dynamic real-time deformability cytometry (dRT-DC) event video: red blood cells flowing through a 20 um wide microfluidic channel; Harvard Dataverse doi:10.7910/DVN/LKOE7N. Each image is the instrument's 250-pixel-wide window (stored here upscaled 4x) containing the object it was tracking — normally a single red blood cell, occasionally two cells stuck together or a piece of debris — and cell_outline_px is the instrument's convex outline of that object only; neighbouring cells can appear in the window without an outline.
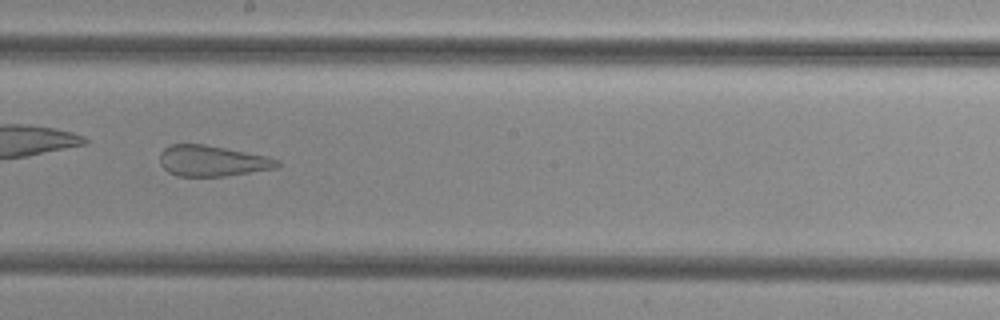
{"species": "common noctule bat (a hibernating species)", "species_latin": "Nyctalus noctula", "temperature_condition": "cold", "stored_images_in_passage": 37, "camera_frame_rate_fps": 3000, "um_per_image_px": 0.085, "animal": {"sex": "female", "body_mass_g": 29.2, "forearm_length_mm": 56.3}, "frame": {"image": 1, "passage_image": 16, "time_ms": 5.0, "image_size_px": [1000, 320], "cell_outline_px": [[280, 164], [276, 168], [224, 176], [176, 176], [168, 172], [160, 164], [160, 152], [164, 148], [172, 144], [204, 144], [264, 156], [280, 160]], "centroid_in_image_um": [17.99, 13.68], "position_along_channel_um": 230.2, "area_um2": 20.87}}
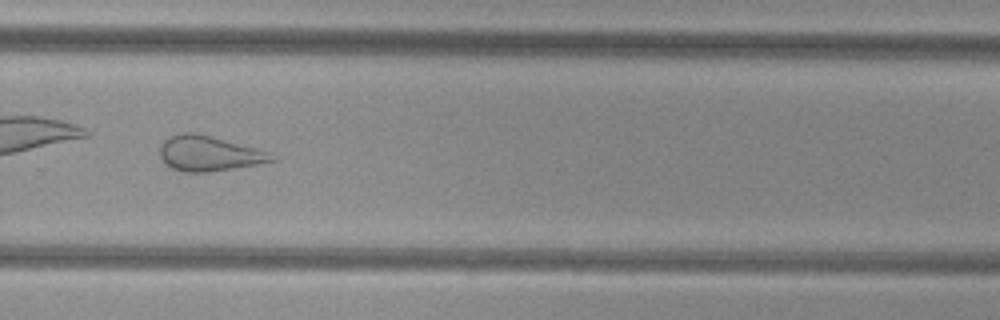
{"frame": {"image": 2, "passage_image": 22, "time_ms": 7.0, "image_size_px": [1000, 320], "cell_outline_px": [[280, 160], [208, 172], [184, 172], [172, 168], [160, 156], [160, 144], [164, 140], [172, 136], [184, 132], [196, 132], [268, 152], [280, 156]], "centroid_in_image_um": [17.79, 13.05], "position_along_channel_um": 312.0, "area_um2": 22.6}}
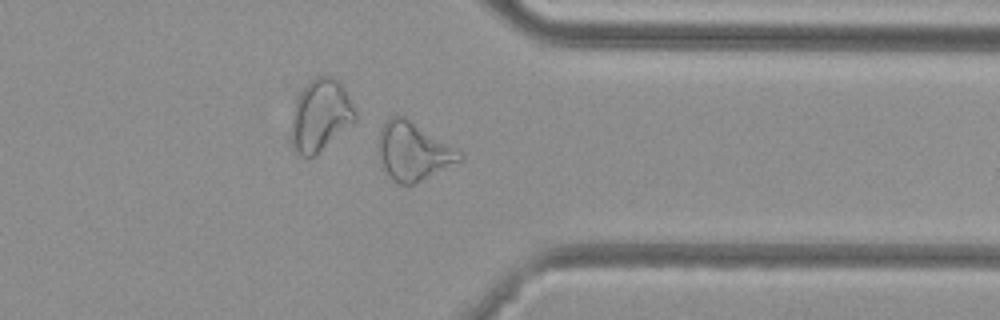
{"frame": {"image": 3, "passage_image": 27, "time_ms": 8.667, "image_size_px": [1000, 320], "cell_outline_px": [[464, 156], [460, 160], [412, 184], [400, 184], [392, 180], [388, 176], [384, 168], [376, 144], [380, 128], [392, 116], [404, 116], [460, 152]], "centroid_in_image_um": [35.05, 12.85], "position_along_channel_um": 376.4, "area_um2": 26.59}}